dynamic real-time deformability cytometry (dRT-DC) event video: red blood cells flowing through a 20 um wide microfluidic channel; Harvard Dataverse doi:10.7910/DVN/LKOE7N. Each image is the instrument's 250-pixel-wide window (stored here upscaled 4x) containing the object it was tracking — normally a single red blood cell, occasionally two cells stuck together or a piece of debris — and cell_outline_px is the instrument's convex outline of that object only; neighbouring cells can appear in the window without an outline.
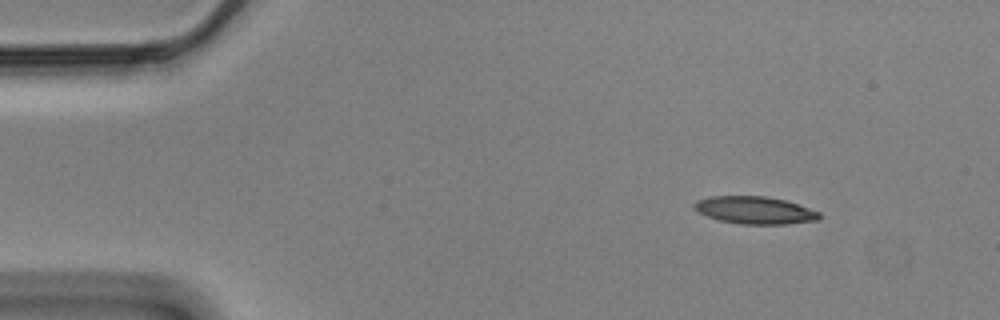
{"species": "Egyptian fruit bat (a non-hibernating species)", "species_latin": "Rousettus aegyptiacus", "temperature_condition": "cold", "stored_images_in_passage": 51, "camera_frame_rate_fps": 3000, "um_per_image_px": 0.085, "animal": {"sex": "male"}, "frame": {"image": 1, "passage_image": 1, "time_ms": 0.0, "image_size_px": [1000, 320], "cell_outline_px": [[820, 220], [788, 224], [740, 224], [720, 220], [708, 216], [692, 208], [692, 204], [696, 200], [708, 196], [768, 196], [784, 200], [820, 212]], "centroid_in_image_um": [64.14, 17.86], "position_along_channel_um": 20.9, "area_um2": 20.06}}
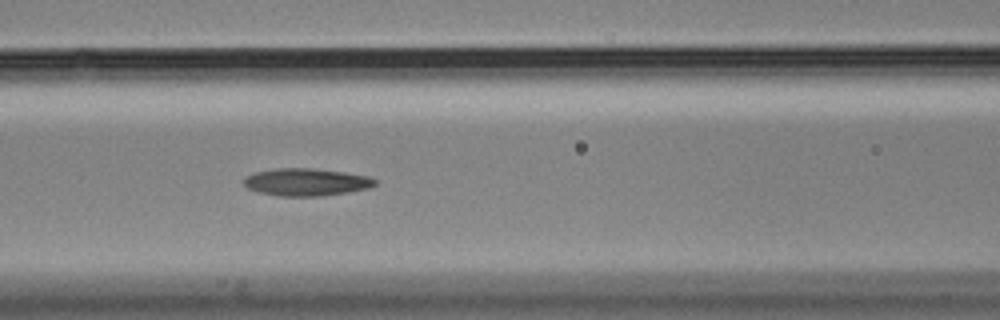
{"frame": {"image": 2, "passage_image": 18, "time_ms": 5.667, "image_size_px": [1000, 320], "cell_outline_px": [[376, 184], [368, 188], [348, 192], [316, 196], [280, 196], [260, 192], [248, 188], [244, 184], [244, 180], [252, 172], [276, 168], [312, 168], [344, 172], [368, 176], [376, 180]], "centroid_in_image_um": [26.02, 15.47], "position_along_channel_um": 140.6, "area_um2": 20.81}}
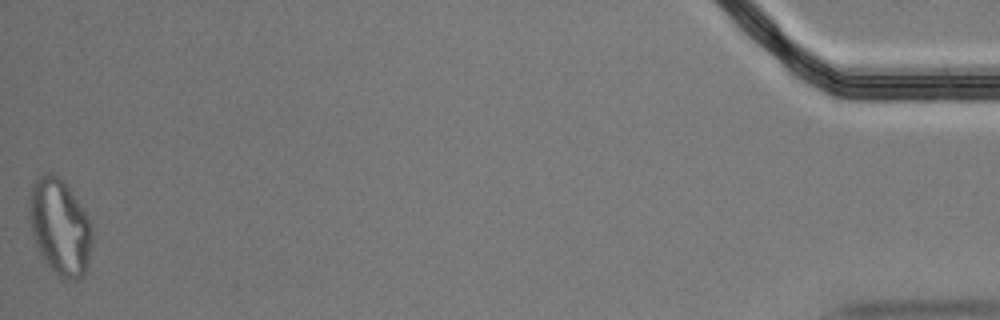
{"frame": {"image": 3, "passage_image": 51, "time_ms": 16.667, "image_size_px": [1000, 320], "cell_outline_px": [[92, 240], [88, 260], [84, 276], [76, 280], [72, 280], [60, 276], [52, 272], [40, 252], [36, 244], [32, 232], [28, 216], [28, 200], [32, 184], [36, 176], [48, 172], [60, 176], [92, 224]], "centroid_in_image_um": [5.06, 19.27], "position_along_channel_um": 430.1, "area_um2": 35.14}, "authors_computed_cell_mechanics": {"area_um2": 20.9236, "velocity_mm_per_s": 3.5021, "shape_relaxation_time_tau1_ms": null, "shape_relaxation_time_tau2_ms": 4.5395, "deformation_change_tau1": null, "deformation_change_tau2": 0.1268}}